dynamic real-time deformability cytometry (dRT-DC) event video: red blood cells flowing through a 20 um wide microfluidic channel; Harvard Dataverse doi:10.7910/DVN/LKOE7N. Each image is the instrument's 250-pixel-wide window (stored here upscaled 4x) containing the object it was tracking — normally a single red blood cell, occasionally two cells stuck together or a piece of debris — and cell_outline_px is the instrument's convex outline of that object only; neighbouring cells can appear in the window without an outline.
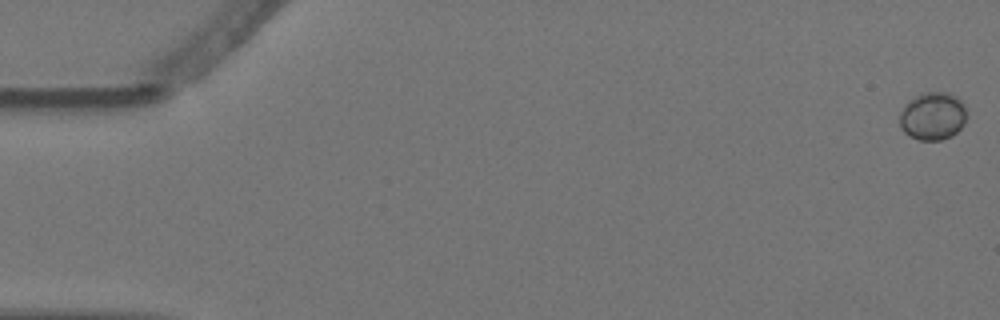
{"species": "Egyptian fruit bat (a non-hibernating species)", "species_latin": "Rousettus aegyptiacus", "temperature_condition": "warm", "stored_images_in_passage": 3, "camera_frame_rate_fps": 3000, "um_per_image_px": 0.085, "animal": {"sex": "female"}, "frame": {"image": 1, "passage_image": 1, "time_ms": 0.0, "image_size_px": [1000, 320], "cell_outline_px": [[968, 116], [964, 124], [952, 136], [940, 140], [920, 140], [908, 136], [900, 128], [900, 112], [904, 104], [908, 100], [924, 92], [948, 92], [956, 96], [968, 108]], "centroid_in_image_um": [79.3, 9.86], "position_along_channel_um": 5.7, "area_um2": 19.13}}